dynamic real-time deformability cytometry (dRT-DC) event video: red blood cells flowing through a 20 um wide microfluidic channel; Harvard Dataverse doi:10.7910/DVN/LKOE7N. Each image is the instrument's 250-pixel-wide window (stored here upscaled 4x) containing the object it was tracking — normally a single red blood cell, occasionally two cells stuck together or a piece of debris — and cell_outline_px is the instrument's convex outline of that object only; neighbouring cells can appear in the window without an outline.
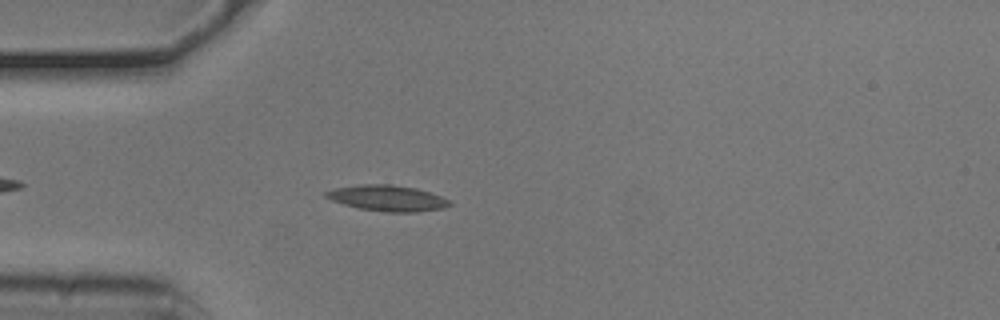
{"species": "common noctule bat (a hibernating species)", "species_latin": "Nyctalus noctula", "temperature_condition": "cold", "stored_images_in_passage": 44, "camera_frame_rate_fps": 3000, "um_per_image_px": 0.085, "animal": {"sex": "male", "body_mass_g": 20.5, "forearm_length_mm": 52.5}, "frame": {"image": 1, "passage_image": 6, "time_ms": 1.667, "image_size_px": [1000, 320], "cell_outline_px": [[452, 204], [444, 208], [416, 212], [388, 212], [360, 208], [344, 204], [332, 200], [324, 196], [324, 192], [336, 188], [360, 184], [392, 184], [416, 188], [440, 196], [448, 200]], "centroid_in_image_um": [32.93, 16.84], "position_along_channel_um": 52.1, "area_um2": 18.44}}
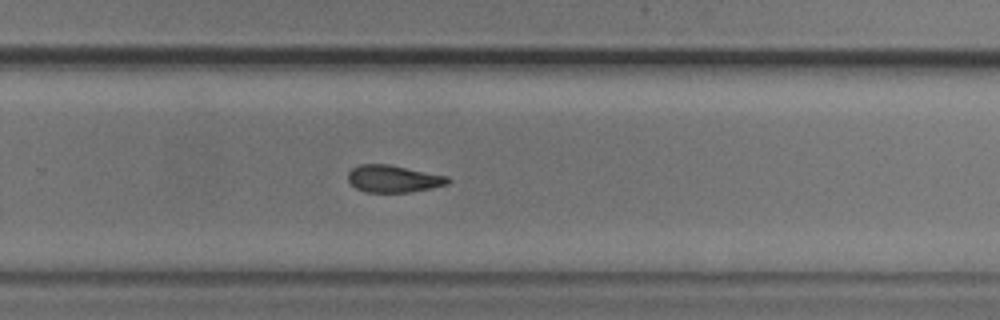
{"frame": {"image": 2, "passage_image": 26, "time_ms": 8.333, "image_size_px": [1000, 320], "cell_outline_px": [[452, 180], [448, 184], [432, 188], [408, 192], [364, 192], [356, 188], [348, 180], [348, 172], [352, 168], [360, 164], [388, 164], [448, 176]], "centroid_in_image_um": [33.45, 15.19], "position_along_channel_um": 296.4, "area_um2": 15.84}}
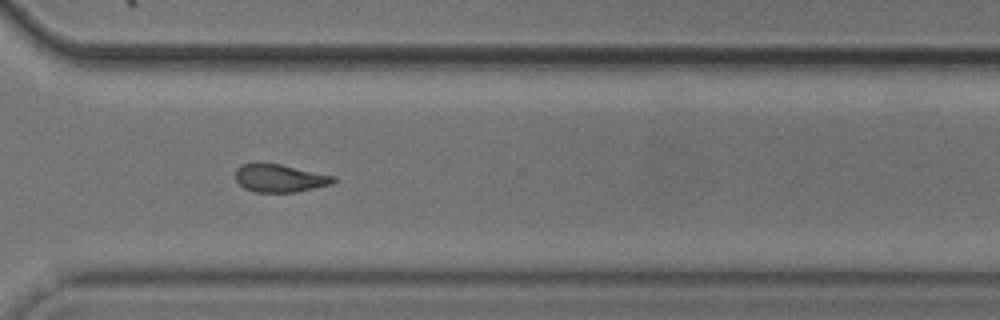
{"frame": {"image": 3, "passage_image": 30, "time_ms": 9.667, "image_size_px": [1000, 320], "cell_outline_px": [[336, 180], [332, 184], [296, 192], [256, 192], [244, 188], [236, 180], [236, 168], [240, 164], [280, 164], [336, 176]], "centroid_in_image_um": [23.8, 15.15], "position_along_channel_um": 346.8, "area_um2": 15.78}, "authors_computed_cell_mechanics": {"area_um2": 16.5308, "velocity_mm_per_s": 3.7905, "shape_relaxation_time_tau1_ms": 4.9362, "shape_relaxation_time_tau2_ms": 6.0229, "deformation_change_tau1": 0.1177, "deformation_change_tau2": 0.1388}}